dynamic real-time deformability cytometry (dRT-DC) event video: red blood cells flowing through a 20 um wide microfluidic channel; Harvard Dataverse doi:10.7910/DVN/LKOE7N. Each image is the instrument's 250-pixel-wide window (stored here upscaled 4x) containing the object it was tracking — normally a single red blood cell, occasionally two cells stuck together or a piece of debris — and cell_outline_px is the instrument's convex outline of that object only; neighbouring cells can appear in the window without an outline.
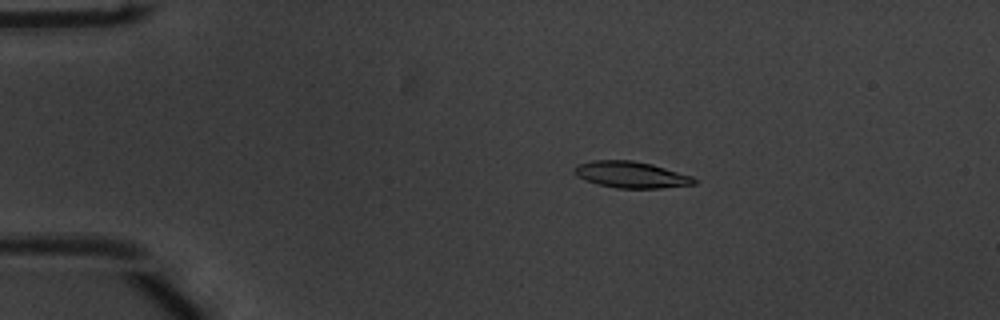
{"species": "common noctule bat (a hibernating species)", "species_latin": "Nyctalus noctula", "temperature_condition": "warm", "stored_images_in_passage": 52, "camera_frame_rate_fps": 3000, "um_per_image_px": 0.085, "animal": {"sex": "male", "body_mass_g": 20.1, "forearm_length_mm": 53.5}, "frame": {"image": 1, "passage_image": 10, "time_ms": 3.0, "image_size_px": [1000, 320], "cell_outline_px": [[696, 184], [660, 188], [616, 188], [584, 180], [576, 176], [572, 168], [580, 164], [592, 160], [632, 160], [652, 164], [692, 176], [696, 180]], "centroid_in_image_um": [53.62, 14.84], "position_along_channel_um": 31.4, "area_um2": 18.38}}
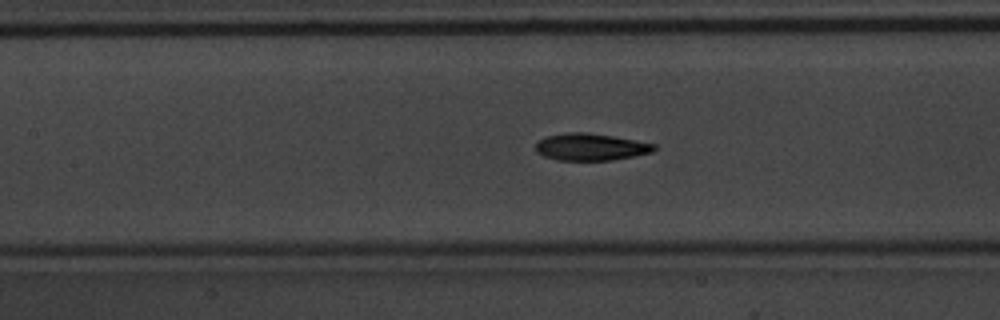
{"frame": {"image": 2, "passage_image": 24, "time_ms": 7.667, "image_size_px": [1000, 320], "cell_outline_px": [[656, 148], [652, 152], [612, 160], [556, 160], [544, 156], [536, 152], [536, 140], [548, 136], [568, 132], [588, 132], [612, 136], [656, 144]], "centroid_in_image_um": [50.17, 12.49], "position_along_channel_um": 157.2, "area_um2": 18.61}}
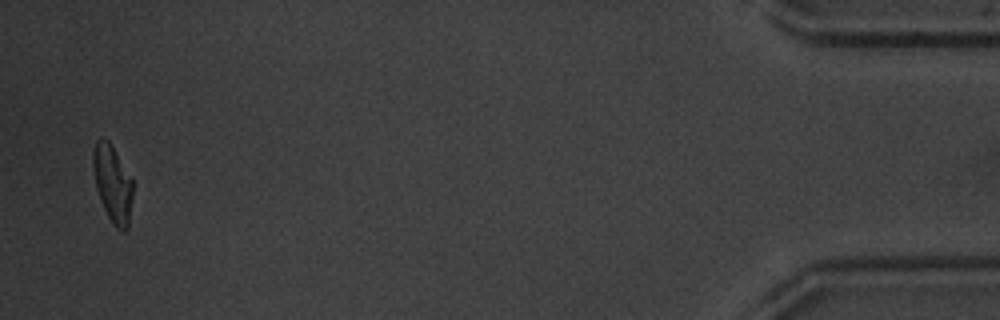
{"frame": {"image": 3, "passage_image": 51, "time_ms": 16.667, "image_size_px": [1000, 320], "cell_outline_px": [[132, 196], [128, 228], [124, 232], [116, 228], [112, 224], [104, 208], [96, 188], [92, 164], [92, 152], [96, 140], [108, 140], [132, 180]], "centroid_in_image_um": [9.55, 15.65], "position_along_channel_um": 425.6, "area_um2": 17.51}, "authors_computed_cell_mechanics": {"area_um2": 18.3804, "velocity_mm_per_s": 3.8852, "shape_relaxation_time_tau1_ms": 3.3761, "shape_relaxation_time_tau2_ms": 2.4774, "deformation_change_tau1": 0.1723, "deformation_change_tau2": 0.0887}}